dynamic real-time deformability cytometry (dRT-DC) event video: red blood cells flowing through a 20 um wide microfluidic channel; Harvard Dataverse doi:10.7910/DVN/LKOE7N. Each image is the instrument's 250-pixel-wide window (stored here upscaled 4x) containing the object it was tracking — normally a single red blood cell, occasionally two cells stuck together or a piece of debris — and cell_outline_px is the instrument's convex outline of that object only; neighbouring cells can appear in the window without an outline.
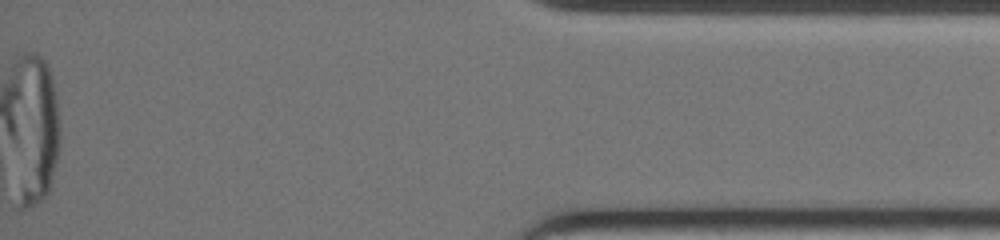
{"species": "common noctule bat (a hibernating species)", "species_latin": "Nyctalus noctula", "temperature_condition": "warm", "stored_images_in_passage": 50, "camera_frame_rate_fps": 3000, "um_per_image_px": 0.085, "animal": {"sex": "female", "body_mass_g": 19.0, "forearm_length_mm": 51.5}, "frame": {"image": 1, "passage_image": 50, "time_ms": 16.333, "image_size_px": [1000, 240], "cell_outline_px": [[56, 156], [48, 192], [40, 200], [24, 208], [20, 208], [20, 204], [28, 56], [40, 56], [44, 60], [48, 68], [52, 84], [56, 104]], "centroid_in_image_um": [3.25, 11.33], "position_along_channel_um": 432.0, "area_um2": 30.17}}